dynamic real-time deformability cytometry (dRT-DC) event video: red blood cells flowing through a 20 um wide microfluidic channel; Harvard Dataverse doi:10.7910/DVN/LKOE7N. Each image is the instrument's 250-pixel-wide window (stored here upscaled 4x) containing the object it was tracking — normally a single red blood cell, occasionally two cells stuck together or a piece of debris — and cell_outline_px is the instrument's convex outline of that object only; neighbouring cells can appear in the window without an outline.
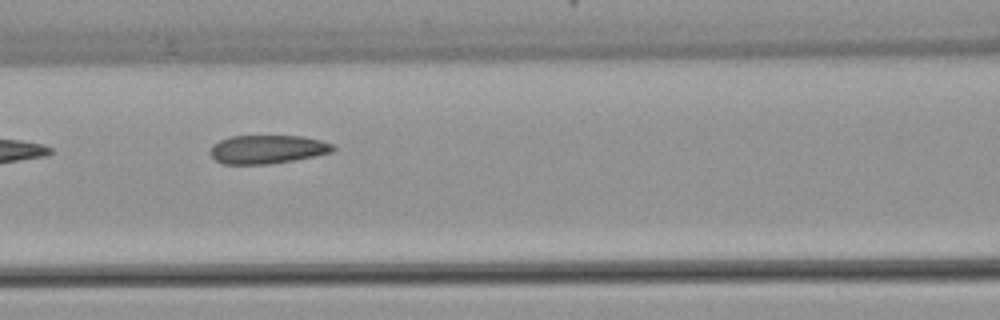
{"species": "common noctule bat (a hibernating species)", "species_latin": "Nyctalus noctula", "temperature_condition": "warm", "stored_images_in_passage": 4, "camera_frame_rate_fps": 3000, "um_per_image_px": 0.085, "animal": {"sex": "female", "body_mass_g": 22.7, "forearm_length_mm": 54.2}, "frame": {"image": 1, "passage_image": 3, "time_ms": 2.667, "image_size_px": [1000, 320], "cell_outline_px": [[336, 148], [332, 152], [292, 160], [268, 164], [224, 164], [216, 160], [208, 152], [212, 144], [220, 140], [232, 136], [300, 136], [320, 140], [332, 144]], "centroid_in_image_um": [22.68, 12.69], "position_along_channel_um": 143.9, "area_um2": 20.29}}
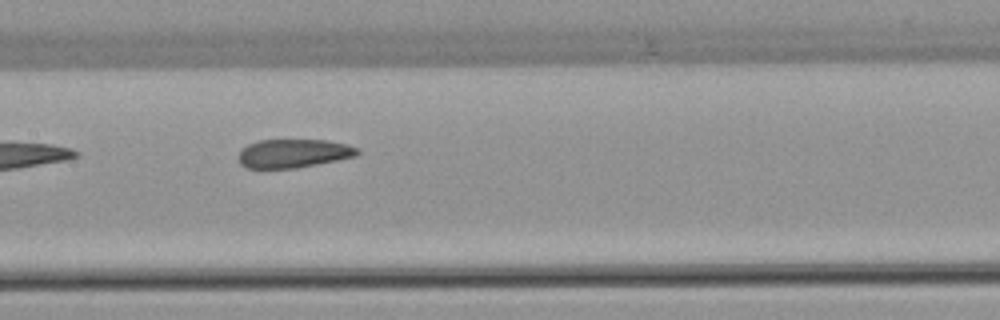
{"frame": {"image": 2, "passage_image": 4, "time_ms": 3.667, "image_size_px": [1000, 320], "cell_outline_px": [[360, 152], [356, 156], [296, 168], [248, 168], [240, 164], [236, 156], [248, 144], [260, 140], [324, 140], [348, 144], [360, 148]], "centroid_in_image_um": [24.95, 13.03], "position_along_channel_um": 182.5, "area_um2": 19.83}}